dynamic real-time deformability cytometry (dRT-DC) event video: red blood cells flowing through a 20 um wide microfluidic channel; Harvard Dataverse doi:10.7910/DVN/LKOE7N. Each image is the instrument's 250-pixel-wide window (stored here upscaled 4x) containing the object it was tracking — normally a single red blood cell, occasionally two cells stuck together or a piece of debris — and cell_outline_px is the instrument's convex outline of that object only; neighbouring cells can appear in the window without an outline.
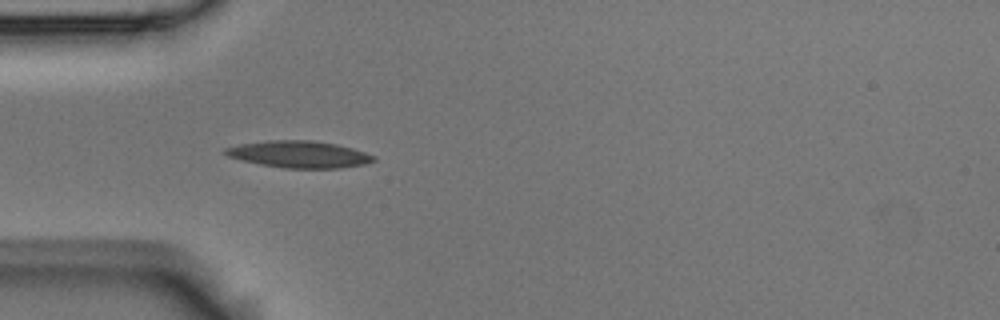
{"species": "Egyptian fruit bat (a non-hibernating species)", "species_latin": "Rousettus aegyptiacus", "temperature_condition": "room temperature", "stored_images_in_passage": 4, "camera_frame_rate_fps": 3000, "um_per_image_px": 0.085, "animal": {"sex": "male"}, "frame": {"image": 1, "passage_image": 3, "time_ms": 0.667, "image_size_px": [1000, 320], "cell_outline_px": [[376, 160], [364, 164], [340, 168], [284, 168], [260, 164], [228, 156], [224, 152], [224, 148], [240, 144], [268, 140], [312, 140], [336, 144], [352, 148], [376, 156]], "centroid_in_image_um": [25.44, 13.11], "position_along_channel_um": 59.6, "area_um2": 23.06}}
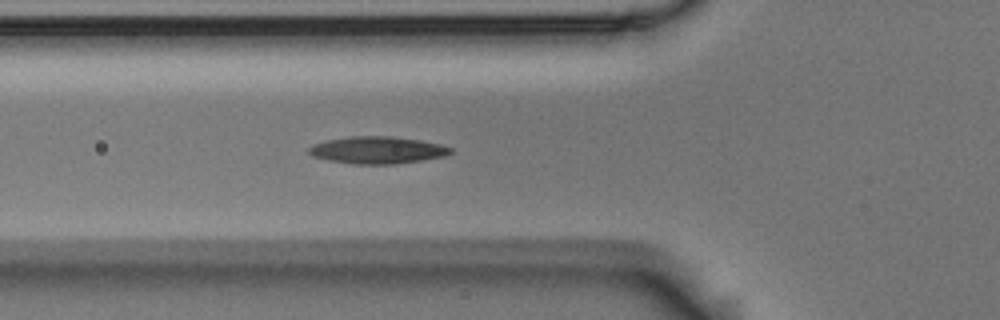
{"frame": {"image": 2, "passage_image": 4, "time_ms": 1.0, "image_size_px": [1000, 320], "cell_outline_px": [[452, 152], [444, 156], [420, 160], [392, 164], [352, 164], [328, 160], [312, 156], [308, 152], [308, 148], [312, 144], [328, 140], [348, 136], [392, 136], [420, 140], [440, 144], [452, 148]], "centroid_in_image_um": [32.04, 12.75], "position_along_channel_um": 93.8, "area_um2": 22.37}}